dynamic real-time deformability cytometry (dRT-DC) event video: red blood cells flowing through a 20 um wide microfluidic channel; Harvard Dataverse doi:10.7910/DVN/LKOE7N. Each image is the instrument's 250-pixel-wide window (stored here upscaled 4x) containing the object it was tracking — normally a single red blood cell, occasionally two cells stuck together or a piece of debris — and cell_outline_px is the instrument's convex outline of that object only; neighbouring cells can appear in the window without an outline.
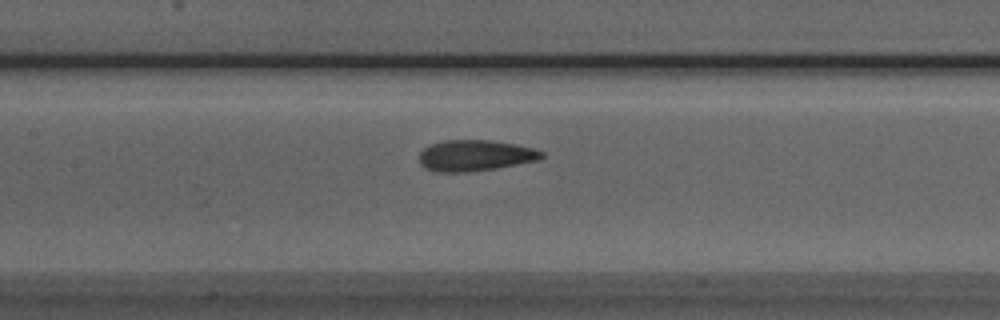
{"species": "Egyptian fruit bat (a non-hibernating species)", "species_latin": "Rousettus aegyptiacus", "temperature_condition": "room temperature", "stored_images_in_passage": 32, "camera_frame_rate_fps": 3000, "um_per_image_px": 0.085, "animal": {"sex": "male"}, "frame": {"image": 1, "passage_image": 13, "time_ms": 4.0, "image_size_px": [1000, 320], "cell_outline_px": [[544, 156], [540, 160], [496, 168], [468, 172], [436, 172], [424, 168], [420, 164], [420, 152], [424, 148], [432, 144], [444, 140], [488, 140], [516, 144], [532, 148], [544, 152]], "centroid_in_image_um": [40.39, 13.22], "position_along_channel_um": 167.0, "area_um2": 22.2}}
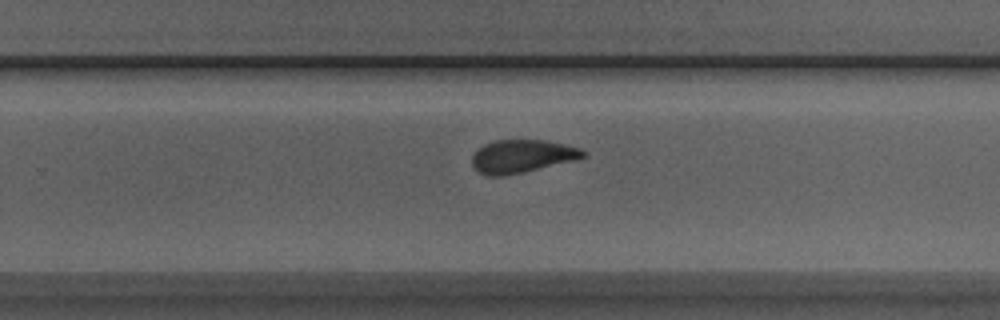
{"frame": {"image": 2, "passage_image": 22, "time_ms": 7.0, "image_size_px": [1000, 320], "cell_outline_px": [[584, 156], [576, 160], [504, 176], [488, 176], [476, 172], [472, 164], [472, 156], [484, 144], [496, 140], [544, 140], [564, 144], [580, 148], [584, 152]], "centroid_in_image_um": [44.33, 13.29], "position_along_channel_um": 285.5, "area_um2": 21.21}}
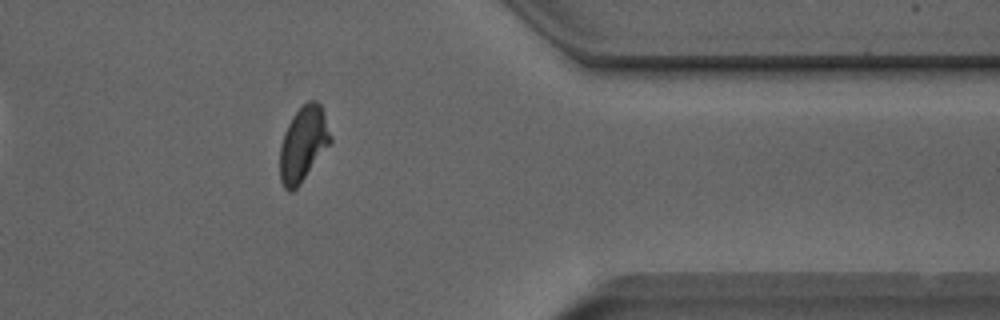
{"frame": {"image": 3, "passage_image": 31, "time_ms": 10.0, "image_size_px": [1000, 320], "cell_outline_px": [[332, 140], [300, 184], [296, 188], [288, 192], [284, 188], [280, 180], [280, 144], [284, 132], [292, 116], [308, 100], [316, 100], [320, 104], [324, 112], [332, 136]], "centroid_in_image_um": [25.77, 12.22], "position_along_channel_um": 385.6, "area_um2": 21.96}}